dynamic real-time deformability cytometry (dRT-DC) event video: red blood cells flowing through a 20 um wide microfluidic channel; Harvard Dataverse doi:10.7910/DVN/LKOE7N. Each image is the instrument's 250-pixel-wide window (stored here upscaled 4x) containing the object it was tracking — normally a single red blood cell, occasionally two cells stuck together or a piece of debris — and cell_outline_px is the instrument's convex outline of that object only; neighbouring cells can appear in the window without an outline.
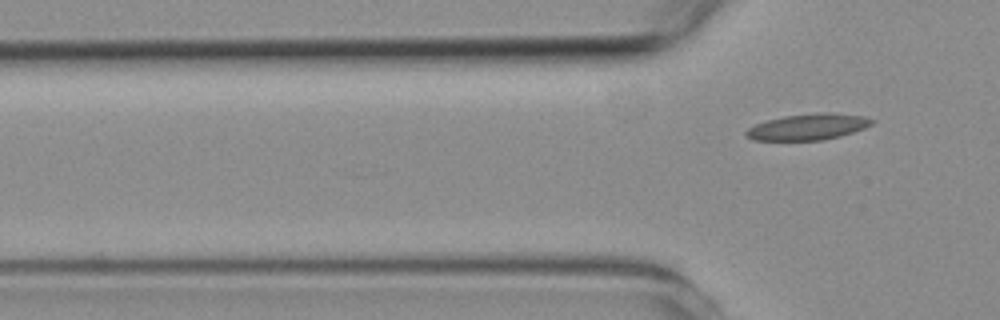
{"species": "common noctule bat (a hibernating species)", "species_latin": "Nyctalus noctula", "temperature_condition": "room temperature", "stored_images_in_passage": 3, "camera_frame_rate_fps": 3000, "um_per_image_px": 0.085, "animal": {"sex": "female", "body_mass_g": 19.3, "forearm_length_mm": 54.1}, "frame": {"image": 1, "passage_image": 3, "time_ms": 2.667, "image_size_px": [1000, 320], "cell_outline_px": [[876, 120], [872, 124], [864, 128], [840, 136], [824, 140], [752, 140], [744, 132], [748, 128], [756, 124], [768, 120], [784, 116], [864, 116]], "centroid_in_image_um": [68.61, 10.85], "position_along_channel_um": 57.2, "area_um2": 17.8}}